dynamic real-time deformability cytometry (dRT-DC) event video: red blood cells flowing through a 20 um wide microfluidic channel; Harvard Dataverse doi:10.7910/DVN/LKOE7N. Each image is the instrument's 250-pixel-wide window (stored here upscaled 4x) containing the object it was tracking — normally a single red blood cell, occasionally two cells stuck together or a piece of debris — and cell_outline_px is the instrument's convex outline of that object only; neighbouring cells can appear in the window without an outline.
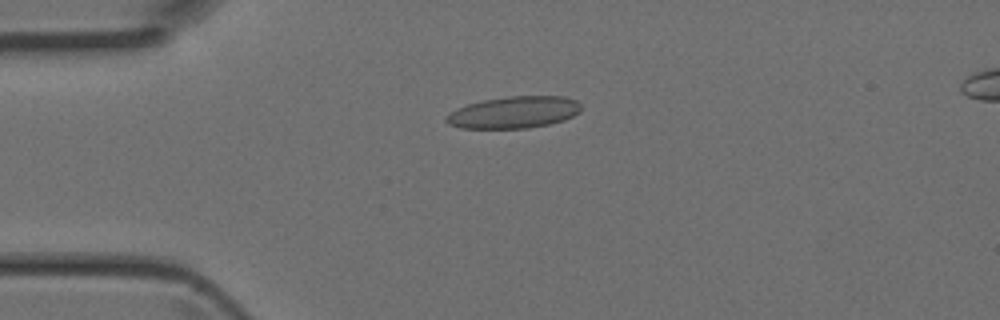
{"species": "Egyptian fruit bat (a non-hibernating species)", "species_latin": "Rousettus aegyptiacus", "temperature_condition": "room temperature", "stored_images_in_passage": 5, "camera_frame_rate_fps": 3000, "um_per_image_px": 0.085, "animal": {"sex": "female"}, "frame": {"image": 1, "passage_image": 4, "time_ms": 1.0, "image_size_px": [1000, 320], "cell_outline_px": [[580, 112], [564, 120], [548, 124], [528, 128], [460, 128], [448, 124], [444, 120], [444, 116], [468, 104], [484, 100], [508, 96], [564, 96], [576, 100], [580, 104]], "centroid_in_image_um": [43.69, 9.55], "position_along_channel_um": 41.3, "area_um2": 24.91}}